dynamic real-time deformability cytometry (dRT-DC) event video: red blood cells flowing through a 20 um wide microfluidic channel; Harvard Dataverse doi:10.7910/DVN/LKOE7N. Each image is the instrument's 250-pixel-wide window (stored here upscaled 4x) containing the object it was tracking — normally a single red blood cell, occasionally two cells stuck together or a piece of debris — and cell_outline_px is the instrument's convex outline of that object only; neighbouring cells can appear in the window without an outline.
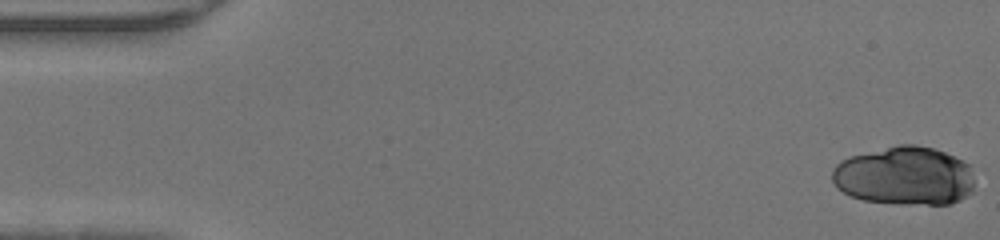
{"species": "human", "species_latin": "Homo sapiens", "temperature_condition": "warm", "stored_images_in_passage": 47, "camera_frame_rate_fps": 3000, "um_per_image_px": 0.085, "donor": {"sex": "male"}, "frame": {"image": 1, "passage_image": 1, "time_ms": 0.0, "image_size_px": [1000, 240], "cell_outline_px": [[976, 172], [972, 192], [968, 196], [952, 204], [896, 204], [864, 200], [852, 196], [836, 188], [832, 180], [832, 168], [840, 160], [852, 156], [900, 144], [916, 144], [932, 148], [944, 152], [964, 160], [976, 168]], "centroid_in_image_um": [76.96, 14.96], "position_along_channel_um": 8.0, "area_um2": 49.42}}
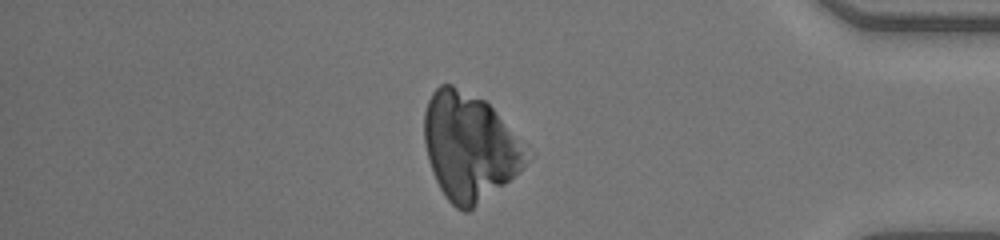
{"frame": {"image": 2, "passage_image": 40, "time_ms": 13.0, "image_size_px": [1000, 240], "cell_outline_px": [[528, 160], [520, 172], [468, 212], [464, 212], [456, 208], [444, 196], [436, 180], [428, 160], [424, 140], [424, 112], [428, 100], [432, 92], [440, 84], [452, 84], [484, 100], [492, 108], [528, 156]], "centroid_in_image_um": [39.82, 12.49], "position_along_channel_um": 395.4, "area_um2": 62.71}}
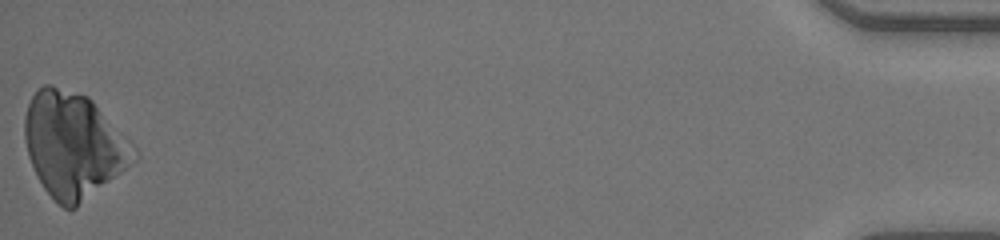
{"frame": {"image": 3, "passage_image": 47, "time_ms": 15.333, "image_size_px": [1000, 240], "cell_outline_px": [[128, 164], [120, 172], [76, 208], [64, 208], [44, 188], [28, 156], [24, 136], [24, 116], [28, 104], [32, 96], [44, 84], [52, 84], [88, 96], [92, 100], [128, 160]], "centroid_in_image_um": [5.97, 12.32], "position_along_channel_um": 429.2, "area_um2": 62.08}}